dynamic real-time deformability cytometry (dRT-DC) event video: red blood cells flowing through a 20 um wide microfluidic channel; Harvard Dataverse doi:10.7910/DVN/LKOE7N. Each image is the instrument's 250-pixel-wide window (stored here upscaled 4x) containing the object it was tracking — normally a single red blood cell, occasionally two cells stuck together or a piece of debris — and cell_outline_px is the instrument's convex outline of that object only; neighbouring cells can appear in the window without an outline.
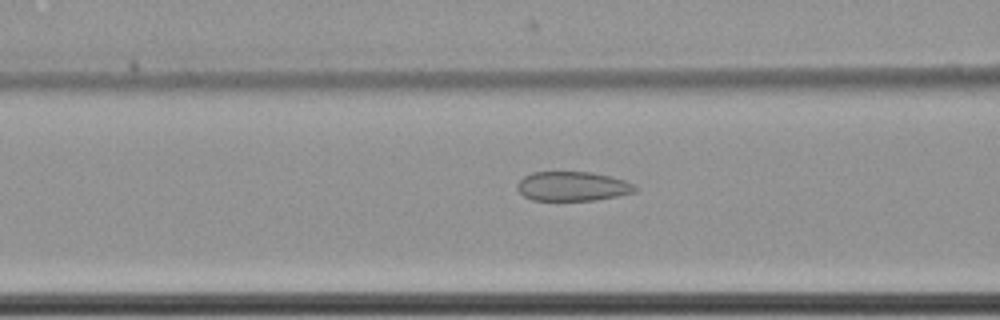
{"species": "common noctule bat (a hibernating species)", "species_latin": "Nyctalus noctula", "temperature_condition": "cold", "stored_images_in_passage": 61, "camera_frame_rate_fps": 3000, "um_per_image_px": 0.085, "animal": {"sex": "female", "body_mass_g": 22.7, "forearm_length_mm": 54.2}, "frame": {"image": 1, "passage_image": 26, "time_ms": 8.333, "image_size_px": [1000, 320], "cell_outline_px": [[636, 192], [596, 200], [532, 200], [524, 196], [516, 188], [516, 184], [524, 176], [532, 172], [592, 172], [624, 180], [632, 184], [636, 188]], "centroid_in_image_um": [48.63, 15.83], "position_along_channel_um": 118.0, "area_um2": 20.06}}
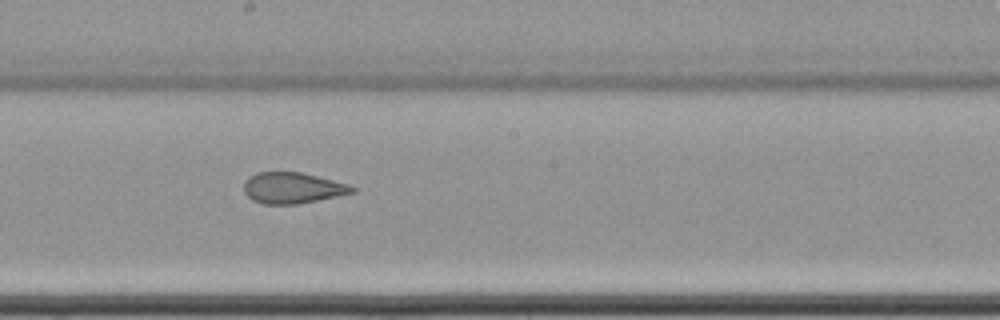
{"frame": {"image": 2, "passage_image": 35, "time_ms": 11.333, "image_size_px": [1000, 320], "cell_outline_px": [[356, 192], [296, 204], [264, 204], [252, 200], [244, 192], [244, 180], [248, 176], [256, 172], [300, 172], [348, 184], [356, 188]], "centroid_in_image_um": [24.82, 15.97], "position_along_channel_um": 223.4, "area_um2": 19.48}}
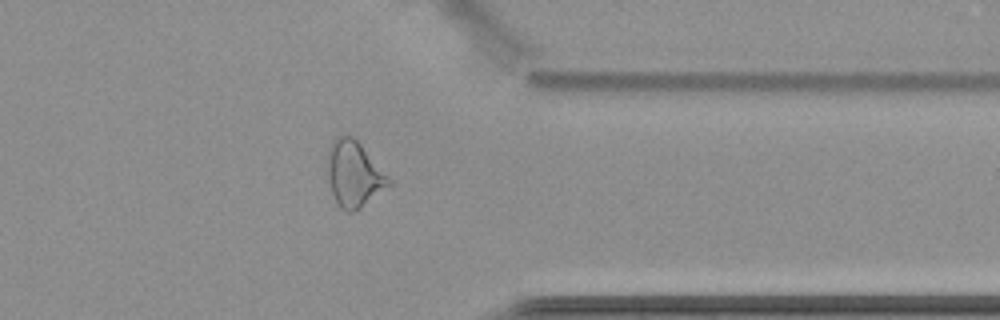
{"frame": {"image": 3, "passage_image": 49, "time_ms": 16.0, "image_size_px": [1000, 320], "cell_outline_px": [[392, 184], [360, 208], [352, 212], [344, 212], [340, 208], [332, 192], [328, 180], [328, 148], [332, 140], [336, 136], [352, 136], [360, 144], [392, 180]], "centroid_in_image_um": [30.08, 14.8], "position_along_channel_um": 381.3, "area_um2": 23.29}, "authors_computed_cell_mechanics": {"area_um2": 24.1604, "velocity_mm_per_s": 3.5127, "shape_relaxation_time_tau1_ms": null, "shape_relaxation_time_tau2_ms": 2.0275, "deformation_change_tau1": null, "deformation_change_tau2": 0.0704}}